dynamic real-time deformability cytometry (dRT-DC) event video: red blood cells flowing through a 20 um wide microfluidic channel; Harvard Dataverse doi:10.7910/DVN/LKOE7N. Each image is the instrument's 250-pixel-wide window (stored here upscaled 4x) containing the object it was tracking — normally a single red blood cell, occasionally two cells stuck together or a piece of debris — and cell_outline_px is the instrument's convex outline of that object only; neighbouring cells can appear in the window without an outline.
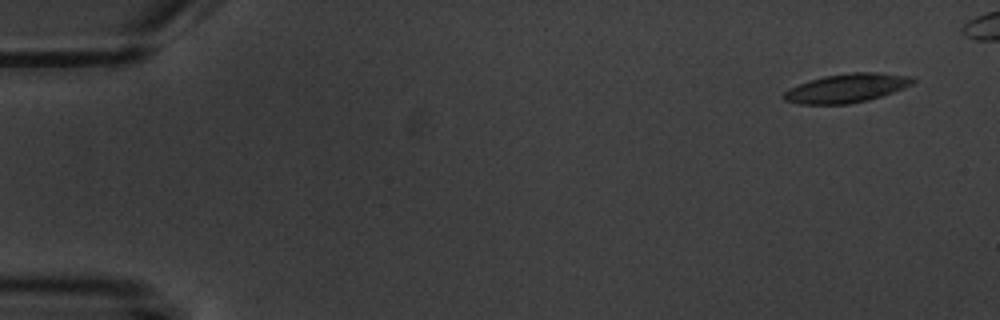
{"species": "common noctule bat (a hibernating species)", "species_latin": "Nyctalus noctula", "temperature_condition": "warm", "stored_images_in_passage": 6, "camera_frame_rate_fps": 3000, "um_per_image_px": 0.085, "animal": {"sex": "male", "body_mass_g": 20.1, "forearm_length_mm": 53.5}, "frame": {"image": 1, "passage_image": 1, "time_ms": 0.0, "image_size_px": [1000, 320], "cell_outline_px": [[916, 80], [912, 84], [904, 88], [868, 100], [848, 104], [800, 104], [784, 100], [780, 96], [788, 88], [824, 76], [852, 72], [876, 72], [912, 76]], "centroid_in_image_um": [71.96, 7.49], "position_along_channel_um": 13.0, "area_um2": 21.62}}